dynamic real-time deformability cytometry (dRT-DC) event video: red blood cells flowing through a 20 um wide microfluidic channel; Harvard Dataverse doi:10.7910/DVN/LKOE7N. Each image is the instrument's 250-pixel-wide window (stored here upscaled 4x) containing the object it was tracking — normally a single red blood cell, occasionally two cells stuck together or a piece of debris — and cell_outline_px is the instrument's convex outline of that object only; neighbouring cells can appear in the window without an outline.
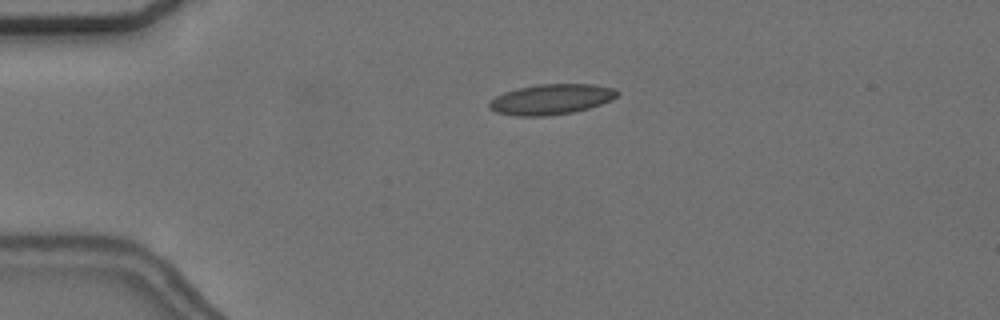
{"species": "common noctule bat (a hibernating species)", "species_latin": "Nyctalus noctula", "temperature_condition": "cold", "stored_images_in_passage": 49, "camera_frame_rate_fps": 3000, "um_per_image_px": 0.085, "animal": {"sex": "female", "body_mass_g": 24.6, "forearm_length_mm": 56.2}, "frame": {"image": 1, "passage_image": 6, "time_ms": 1.667, "image_size_px": [1000, 320], "cell_outline_px": [[620, 92], [612, 100], [588, 108], [572, 112], [544, 116], [516, 116], [496, 112], [488, 108], [488, 104], [496, 96], [504, 92], [520, 88], [540, 84], [592, 84], [616, 88]], "centroid_in_image_um": [46.87, 8.44], "position_along_channel_um": 38.1, "area_um2": 22.54}}
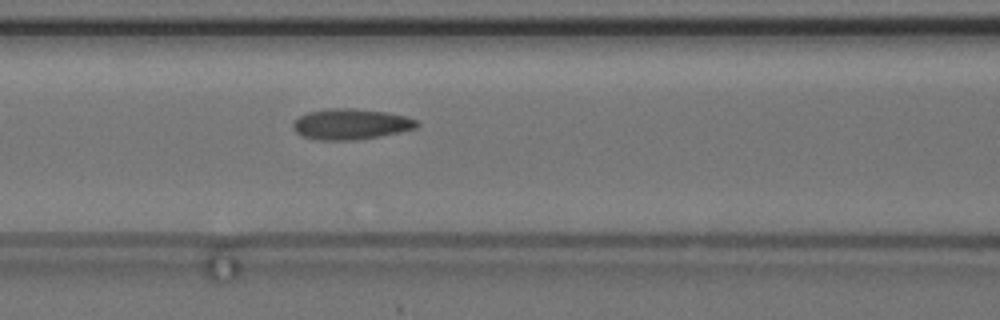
{"frame": {"image": 2, "passage_image": 17, "time_ms": 5.333, "image_size_px": [1000, 320], "cell_outline_px": [[420, 124], [416, 128], [380, 136], [356, 140], [320, 140], [304, 136], [296, 132], [292, 128], [292, 124], [300, 116], [308, 112], [328, 108], [348, 108], [384, 112], [404, 116], [416, 120]], "centroid_in_image_um": [29.8, 10.55], "position_along_channel_um": 136.8, "area_um2": 21.91}}
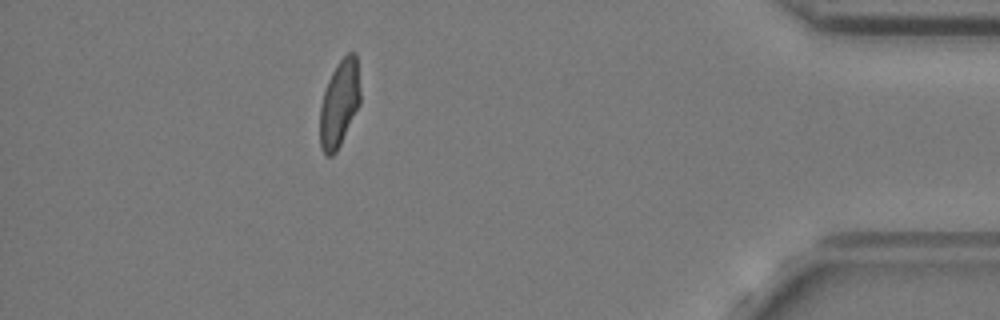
{"frame": {"image": 3, "passage_image": 43, "time_ms": 14.0, "image_size_px": [1000, 320], "cell_outline_px": [[360, 104], [336, 152], [332, 156], [324, 156], [320, 148], [320, 104], [328, 80], [332, 72], [340, 60], [348, 52], [356, 52], [360, 92]], "centroid_in_image_um": [28.83, 8.81], "position_along_channel_um": 406.4, "area_um2": 20.4}, "authors_computed_cell_mechanics": {"area_um2": 21.2704, "velocity_mm_per_s": 3.6695, "shape_relaxation_time_tau1_ms": null, "shape_relaxation_time_tau2_ms": 1.8651, "deformation_change_tau1": null, "deformation_change_tau2": 0.0764}}